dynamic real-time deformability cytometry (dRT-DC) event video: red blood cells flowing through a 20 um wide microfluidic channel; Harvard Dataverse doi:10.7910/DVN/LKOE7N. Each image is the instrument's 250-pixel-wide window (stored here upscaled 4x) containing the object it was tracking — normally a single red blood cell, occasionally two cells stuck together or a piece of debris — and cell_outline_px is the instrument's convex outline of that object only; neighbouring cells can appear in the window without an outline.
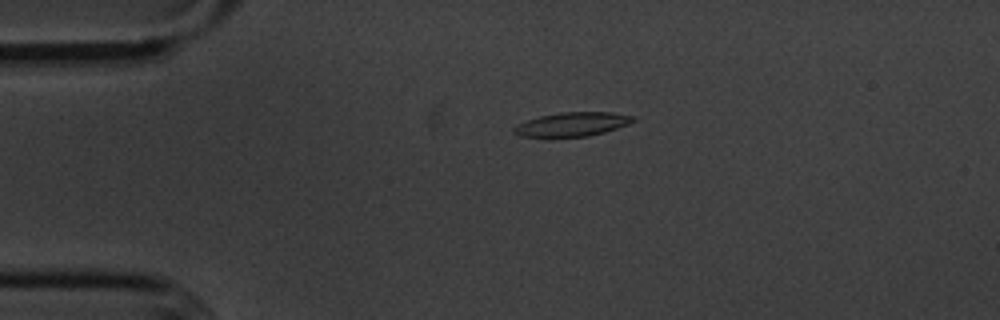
{"species": "common noctule bat (a hibernating species)", "species_latin": "Nyctalus noctula", "temperature_condition": "cold", "stored_images_in_passage": 7, "camera_frame_rate_fps": 3000, "um_per_image_px": 0.085, "animal": {"sex": "male", "body_mass_g": 20.1, "forearm_length_mm": 53.5}, "frame": {"image": 1, "passage_image": 2, "time_ms": 0.333, "image_size_px": [1000, 320], "cell_outline_px": [[636, 120], [628, 124], [604, 132], [588, 136], [552, 140], [520, 136], [512, 132], [512, 128], [528, 120], [540, 116], [560, 112], [612, 112], [636, 116]], "centroid_in_image_um": [48.59, 10.61], "position_along_channel_um": 36.4, "area_um2": 17.4}}